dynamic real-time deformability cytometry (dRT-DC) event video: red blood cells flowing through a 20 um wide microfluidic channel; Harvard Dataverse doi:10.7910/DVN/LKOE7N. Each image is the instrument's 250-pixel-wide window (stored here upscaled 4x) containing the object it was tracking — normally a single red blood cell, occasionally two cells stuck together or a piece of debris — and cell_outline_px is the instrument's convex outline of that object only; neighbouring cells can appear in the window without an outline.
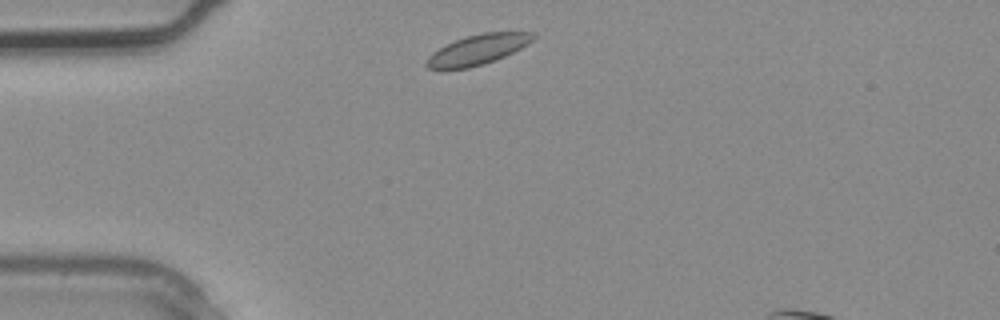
{"species": "common noctule bat (a hibernating species)", "species_latin": "Nyctalus noctula", "temperature_condition": "warm", "stored_images_in_passage": 1, "camera_frame_rate_fps": 3000, "um_per_image_px": 0.085, "animal": {"sex": "male", "body_mass_g": 20.4}, "frame": {"image": 1, "passage_image": 1, "time_ms": 0.0, "image_size_px": [1000, 320], "cell_outline_px": [[536, 36], [528, 44], [496, 60], [484, 64], [468, 68], [440, 72], [428, 68], [424, 64], [424, 60], [432, 52], [456, 40], [468, 36], [484, 32], [536, 32]], "centroid_in_image_um": [40.53, 4.26], "position_along_channel_um": 44.5, "area_um2": 19.02}}